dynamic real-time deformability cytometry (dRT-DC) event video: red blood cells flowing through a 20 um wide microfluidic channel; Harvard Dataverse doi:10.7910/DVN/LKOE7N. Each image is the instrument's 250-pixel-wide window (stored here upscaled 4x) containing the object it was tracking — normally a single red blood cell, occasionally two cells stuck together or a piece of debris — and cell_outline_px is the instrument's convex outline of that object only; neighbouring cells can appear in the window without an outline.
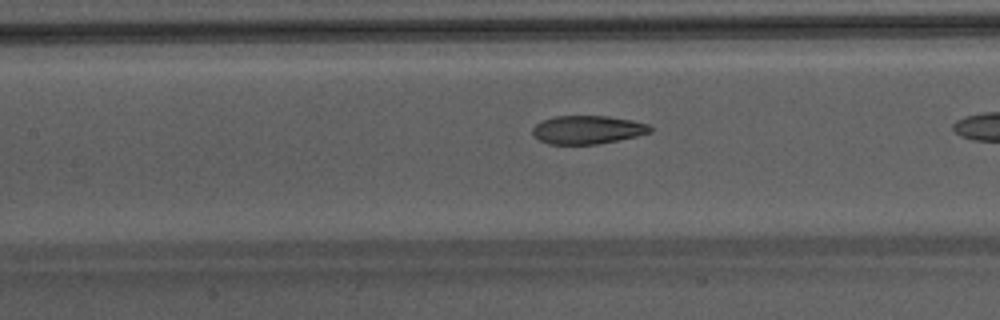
{"species": "Egyptian fruit bat (a non-hibernating species)", "species_latin": "Rousettus aegyptiacus", "temperature_condition": "warm", "stored_images_in_passage": 18, "camera_frame_rate_fps": 3000, "um_per_image_px": 0.085, "animal": {"sex": "male"}, "frame": {"image": 1, "passage_image": 16, "time_ms": 5.0, "image_size_px": [1000, 320], "cell_outline_px": [[652, 132], [636, 136], [596, 144], [548, 144], [532, 136], [532, 128], [536, 124], [544, 120], [556, 116], [608, 116], [632, 120], [648, 124], [652, 128]], "centroid_in_image_um": [49.92, 11.03], "position_along_channel_um": 157.5, "area_um2": 19.36}}